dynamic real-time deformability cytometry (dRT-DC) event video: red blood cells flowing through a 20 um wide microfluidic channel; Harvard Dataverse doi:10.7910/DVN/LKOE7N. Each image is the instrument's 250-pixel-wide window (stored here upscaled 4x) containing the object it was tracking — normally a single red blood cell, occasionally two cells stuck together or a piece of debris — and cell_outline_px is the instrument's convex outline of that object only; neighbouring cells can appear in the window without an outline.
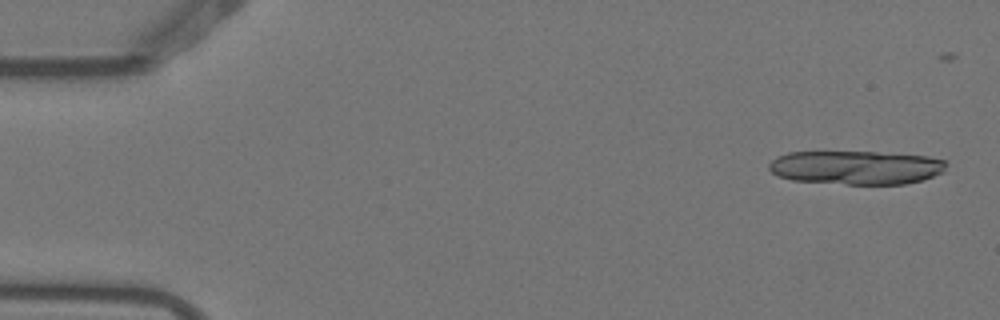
{"species": "Egyptian fruit bat (a non-hibernating species)", "species_latin": "Rousettus aegyptiacus", "temperature_condition": "warm", "stored_images_in_passage": 4, "camera_frame_rate_fps": 3000, "um_per_image_px": 0.085, "animal": {"sex": "female"}, "frame": {"image": 1, "passage_image": 1, "time_ms": 0.0, "image_size_px": [1000, 320], "cell_outline_px": [[948, 164], [944, 172], [924, 180], [904, 184], [848, 184], [792, 180], [780, 176], [772, 172], [768, 168], [768, 164], [776, 156], [788, 152], [876, 152], [928, 156], [948, 160]], "centroid_in_image_um": [72.82, 14.23], "position_along_channel_um": 12.2, "area_um2": 35.14}}
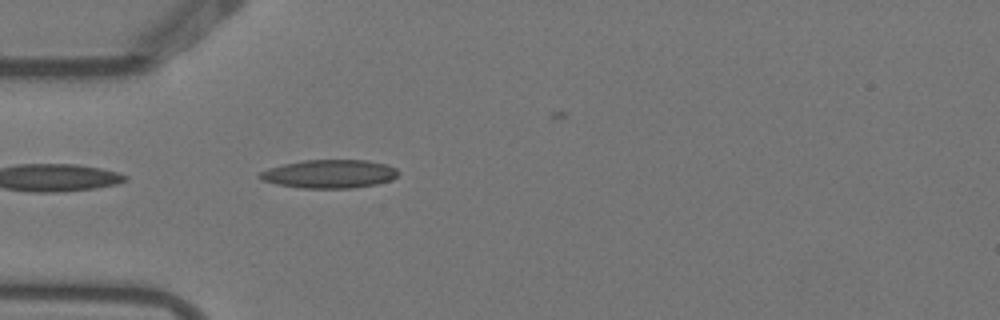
{"frame": {"image": 2, "passage_image": 4, "time_ms": 1.0, "image_size_px": [1000, 320], "cell_outline_px": [[400, 172], [392, 180], [376, 184], [352, 188], [300, 188], [276, 184], [260, 180], [256, 176], [260, 172], [268, 168], [284, 164], [304, 160], [368, 160], [388, 164], [396, 168]], "centroid_in_image_um": [28.0, 14.78], "position_along_channel_um": 57.0, "area_um2": 23.18}}